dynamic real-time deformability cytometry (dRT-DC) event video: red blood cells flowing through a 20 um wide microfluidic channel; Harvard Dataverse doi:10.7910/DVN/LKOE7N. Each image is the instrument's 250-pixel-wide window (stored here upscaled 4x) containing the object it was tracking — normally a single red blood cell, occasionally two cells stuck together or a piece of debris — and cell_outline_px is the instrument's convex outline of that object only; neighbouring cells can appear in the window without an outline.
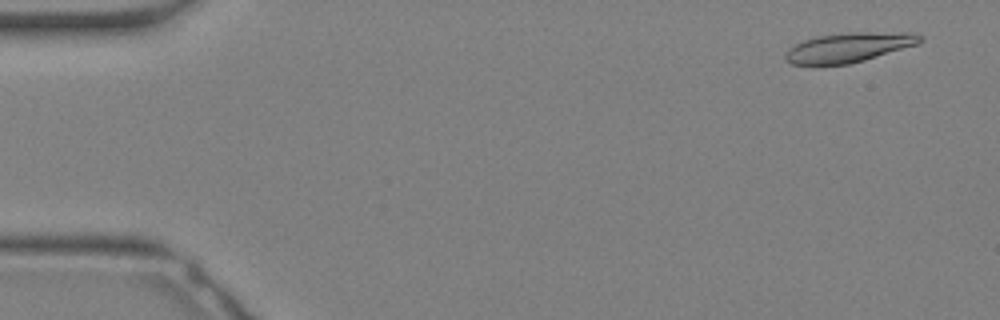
{"species": "Egyptian fruit bat (a non-hibernating species)", "species_latin": "Rousettus aegyptiacus", "temperature_condition": "warm", "stored_images_in_passage": 33, "camera_frame_rate_fps": 3000, "um_per_image_px": 0.085, "animal": {"sex": "female"}, "frame": {"image": 1, "passage_image": 2, "time_ms": 0.333, "image_size_px": [1000, 320], "cell_outline_px": [[924, 40], [920, 44], [864, 60], [848, 64], [792, 64], [784, 60], [784, 56], [788, 48], [804, 40], [816, 36], [852, 32], [912, 32], [924, 36]], "centroid_in_image_um": [72.21, 4.01], "position_along_channel_um": 12.8, "area_um2": 23.35}}
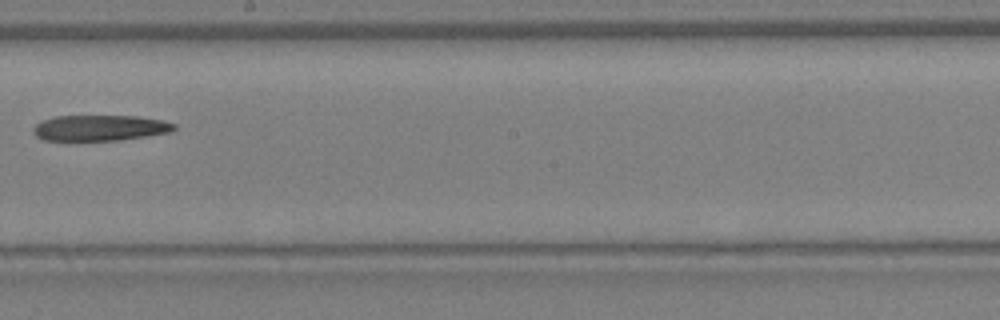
{"frame": {"image": 2, "passage_image": 19, "time_ms": 6.0, "image_size_px": [1000, 320], "cell_outline_px": [[176, 128], [168, 132], [120, 140], [44, 140], [36, 136], [32, 132], [32, 128], [36, 124], [44, 120], [56, 116], [136, 116], [160, 120], [176, 124]], "centroid_in_image_um": [8.45, 10.87], "position_along_channel_um": 239.7, "area_um2": 20.87}}
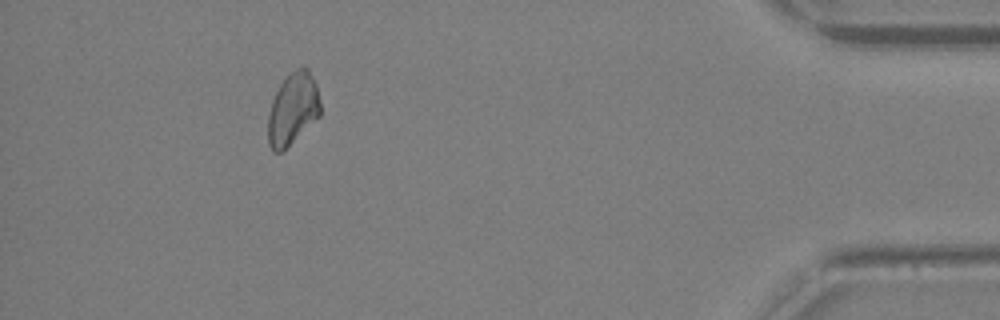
{"frame": {"image": 3, "passage_image": 30, "time_ms": 9.667, "image_size_px": [1000, 320], "cell_outline_px": [[320, 116], [280, 152], [272, 152], [268, 144], [268, 112], [272, 100], [284, 76], [296, 68], [308, 68], [316, 84], [320, 100]], "centroid_in_image_um": [24.87, 9.23], "position_along_channel_um": 410.3, "area_um2": 21.91}}